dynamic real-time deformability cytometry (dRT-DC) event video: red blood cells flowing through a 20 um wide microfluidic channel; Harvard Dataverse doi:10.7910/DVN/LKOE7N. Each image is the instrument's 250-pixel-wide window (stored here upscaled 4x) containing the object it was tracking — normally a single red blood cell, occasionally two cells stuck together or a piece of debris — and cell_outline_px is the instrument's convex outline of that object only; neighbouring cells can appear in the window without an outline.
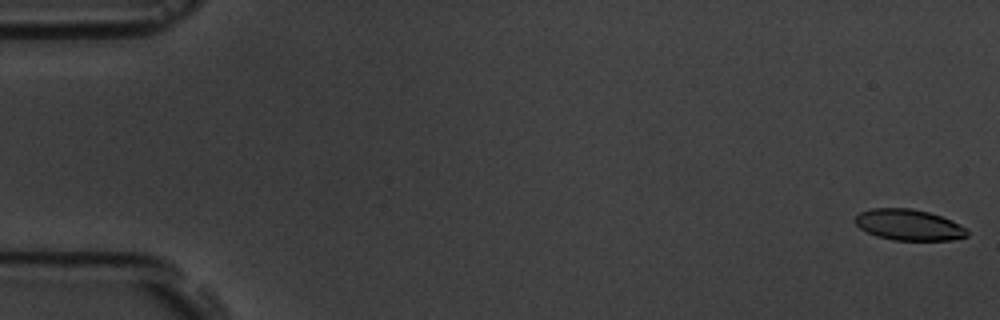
{"species": "common noctule bat (a hibernating species)", "species_latin": "Nyctalus noctula", "temperature_condition": "room temperature", "stored_images_in_passage": 6, "camera_frame_rate_fps": 3000, "um_per_image_px": 0.085, "animal": {"sex": "male", "body_mass_g": 19.5, "forearm_length_mm": 54.6}, "frame": {"image": 1, "passage_image": 1, "time_ms": 0.0, "image_size_px": [1000, 320], "cell_outline_px": [[968, 236], [952, 240], [892, 240], [876, 236], [860, 228], [852, 220], [860, 212], [872, 208], [912, 208], [928, 212], [952, 220], [960, 224], [968, 232]], "centroid_in_image_um": [77.23, 19.11], "position_along_channel_um": 7.8, "area_um2": 20.29}}
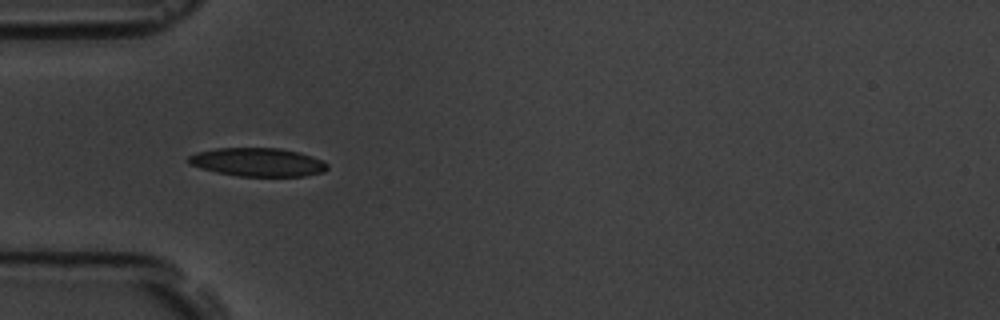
{"frame": {"image": 2, "passage_image": 5, "time_ms": 5.667, "image_size_px": [1000, 320], "cell_outline_px": [[328, 168], [324, 172], [304, 176], [240, 176], [216, 172], [200, 168], [188, 164], [188, 156], [196, 152], [216, 148], [280, 148], [300, 152], [324, 160], [328, 164]], "centroid_in_image_um": [21.92, 13.78], "position_along_channel_um": 63.1, "area_um2": 23.24}}
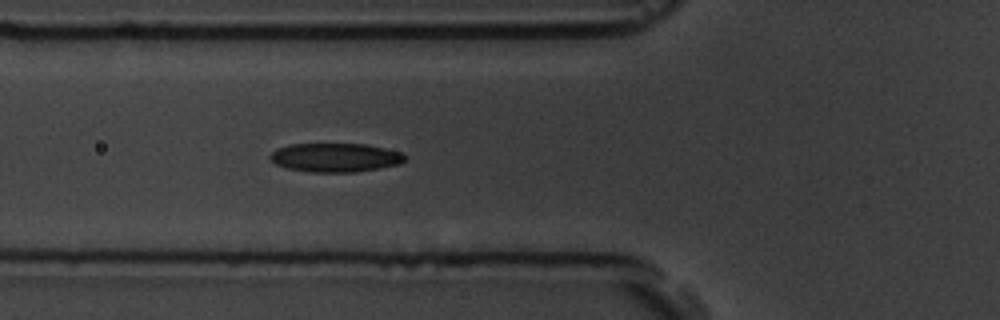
{"frame": {"image": 3, "passage_image": 6, "time_ms": 6.667, "image_size_px": [1000, 320], "cell_outline_px": [[404, 160], [400, 164], [380, 168], [356, 172], [308, 172], [288, 168], [276, 164], [268, 156], [276, 148], [288, 144], [364, 144], [384, 148], [400, 152], [404, 156]], "centroid_in_image_um": [28.47, 13.39], "position_along_channel_um": 97.3, "area_um2": 22.6}}